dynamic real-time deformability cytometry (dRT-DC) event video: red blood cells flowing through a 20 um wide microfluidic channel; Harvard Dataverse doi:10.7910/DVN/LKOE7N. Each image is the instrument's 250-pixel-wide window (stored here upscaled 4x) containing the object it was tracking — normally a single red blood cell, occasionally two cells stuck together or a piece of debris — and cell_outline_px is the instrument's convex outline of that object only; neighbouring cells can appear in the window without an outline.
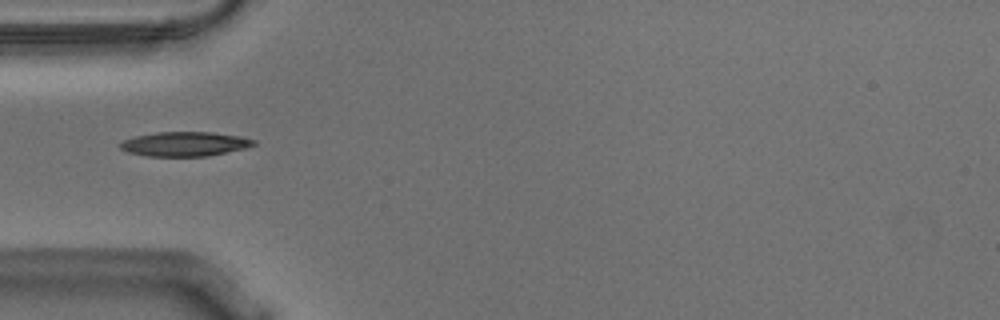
{"species": "Egyptian fruit bat (a non-hibernating species)", "species_latin": "Rousettus aegyptiacus", "temperature_condition": "warm", "stored_images_in_passage": 39, "camera_frame_rate_fps": 3000, "um_per_image_px": 0.085, "animal": {"sex": "male"}, "frame": {"image": 1, "passage_image": 1, "time_ms": 0.0, "image_size_px": [1000, 320], "cell_outline_px": [[256, 144], [248, 148], [208, 156], [144, 156], [128, 152], [120, 148], [120, 144], [124, 140], [136, 136], [156, 132], [212, 132], [240, 136], [256, 140]], "centroid_in_image_um": [15.74, 12.24], "position_along_channel_um": 69.3, "area_um2": 19.07}}
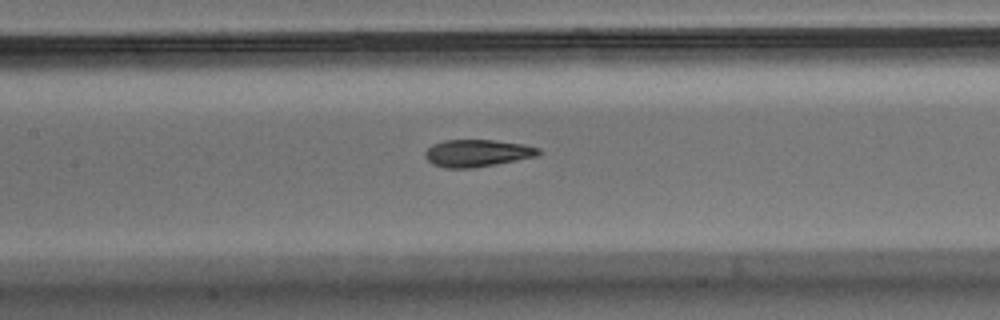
{"frame": {"image": 2, "passage_image": 9, "time_ms": 2.667, "image_size_px": [1000, 320], "cell_outline_px": [[540, 152], [536, 156], [516, 160], [472, 168], [444, 168], [432, 164], [424, 156], [424, 152], [432, 144], [444, 140], [492, 140], [524, 144], [540, 148]], "centroid_in_image_um": [40.52, 13.01], "position_along_channel_um": 166.9, "area_um2": 17.92}}
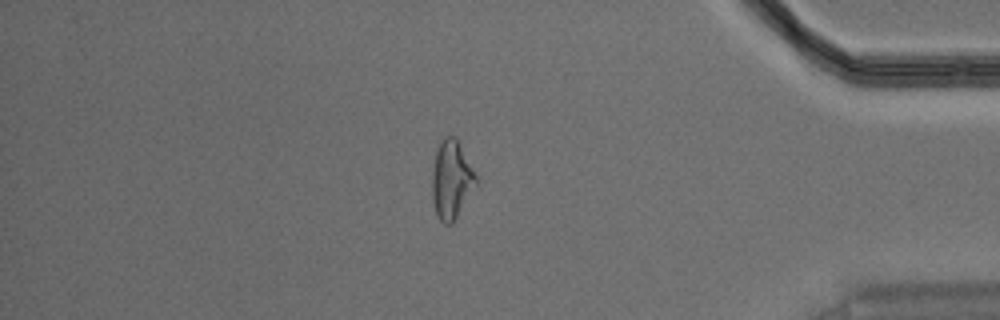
{"frame": {"image": 3, "passage_image": 31, "time_ms": 10.0, "image_size_px": [1000, 320], "cell_outline_px": [[480, 180], [452, 224], [444, 224], [436, 216], [432, 200], [432, 172], [436, 148], [444, 136], [456, 136]], "centroid_in_image_um": [38.39, 15.26], "position_along_channel_um": 396.8, "area_um2": 20.52}, "authors_computed_cell_mechanics": {"area_um2": 18.9006, "velocity_mm_per_s": 3.5996, "shape_relaxation_time_tau1_ms": 6.078, "shape_relaxation_time_tau2_ms": 1.9861, "deformation_change_tau1": 0.2016, "deformation_change_tau2": 0.0843}}